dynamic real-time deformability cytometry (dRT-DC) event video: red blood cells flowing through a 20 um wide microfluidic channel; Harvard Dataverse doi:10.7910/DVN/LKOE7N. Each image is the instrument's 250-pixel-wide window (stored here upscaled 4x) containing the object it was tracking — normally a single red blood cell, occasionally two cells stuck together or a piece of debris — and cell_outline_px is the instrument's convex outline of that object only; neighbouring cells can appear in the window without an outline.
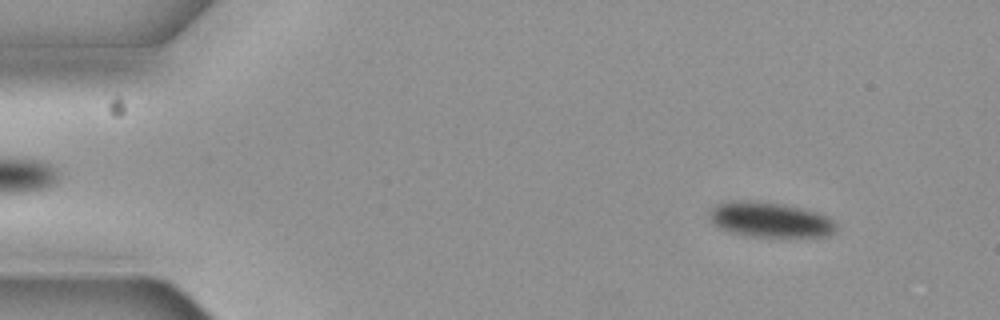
{"species": "common noctule bat (a hibernating species)", "species_latin": "Nyctalus noctula", "temperature_condition": "cold", "stored_images_in_passage": 5, "camera_frame_rate_fps": 3000, "um_per_image_px": 0.085, "animal": {"sex": "female", "body_mass_g": 19.3, "forearm_length_mm": 54.1}, "frame": {"image": 1, "passage_image": 1, "time_ms": 0.0, "image_size_px": [1000, 320], "cell_outline_px": [[836, 228], [828, 236], [752, 236], [728, 232], [712, 224], [708, 212], [716, 204], [732, 200], [756, 200], [784, 204], [804, 208], [828, 216], [836, 224]], "centroid_in_image_um": [65.41, 18.65], "position_along_channel_um": 19.6, "area_um2": 26.07}}